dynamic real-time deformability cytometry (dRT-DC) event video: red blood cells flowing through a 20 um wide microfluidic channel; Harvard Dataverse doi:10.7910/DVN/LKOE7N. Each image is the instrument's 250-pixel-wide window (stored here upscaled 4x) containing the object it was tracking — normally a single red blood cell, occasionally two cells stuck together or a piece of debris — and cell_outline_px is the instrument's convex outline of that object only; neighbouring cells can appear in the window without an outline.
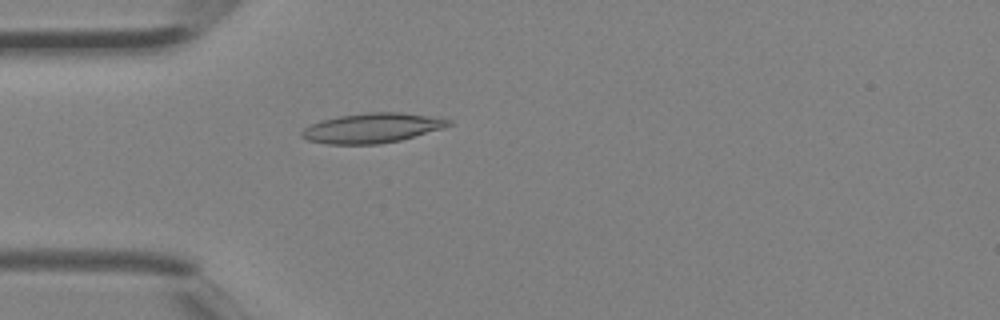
{"species": "Egyptian fruit bat (a non-hibernating species)", "species_latin": "Rousettus aegyptiacus", "temperature_condition": "room temperature", "stored_images_in_passage": 1, "camera_frame_rate_fps": 3000, "um_per_image_px": 0.085, "animal": {"sex": "female"}, "frame": {"image": 1, "passage_image": 1, "time_ms": 0.0, "image_size_px": [1000, 320], "cell_outline_px": [[452, 124], [444, 128], [400, 140], [380, 144], [328, 144], [308, 140], [300, 136], [300, 132], [308, 124], [320, 120], [340, 116], [368, 112], [400, 112], [452, 120]], "centroid_in_image_um": [31.58, 10.88], "position_along_channel_um": 53.4, "area_um2": 25.43}}